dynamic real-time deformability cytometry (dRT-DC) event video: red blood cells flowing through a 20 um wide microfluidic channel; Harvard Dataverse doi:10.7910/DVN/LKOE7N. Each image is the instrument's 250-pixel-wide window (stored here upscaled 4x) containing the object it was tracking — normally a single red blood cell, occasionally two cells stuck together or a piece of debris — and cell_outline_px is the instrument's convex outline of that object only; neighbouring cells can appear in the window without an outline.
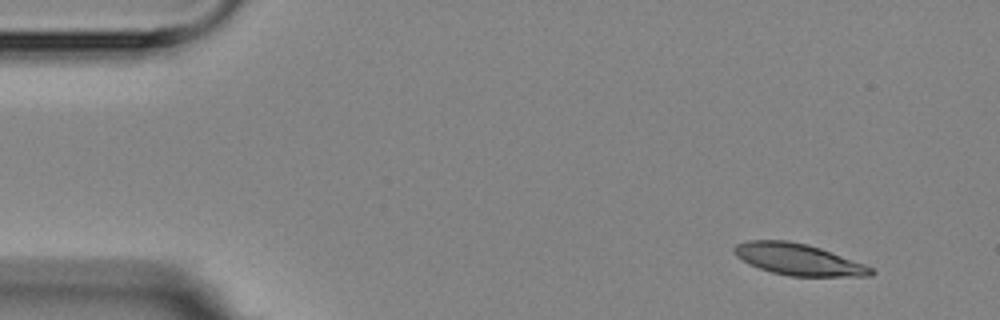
{"species": "Egyptian fruit bat (a non-hibernating species)", "species_latin": "Rousettus aegyptiacus", "temperature_condition": "room temperature", "stored_images_in_passage": 4, "camera_frame_rate_fps": 3000, "um_per_image_px": 0.085, "animal": {"sex": "female"}, "frame": {"image": 1, "passage_image": 1, "time_ms": 0.0, "image_size_px": [1000, 320], "cell_outline_px": [[876, 272], [872, 276], [788, 276], [772, 272], [760, 268], [736, 256], [732, 252], [732, 248], [736, 244], [748, 240], [788, 240], [808, 244], [820, 248], [864, 264], [872, 268]], "centroid_in_image_um": [67.85, 22.04], "position_along_channel_um": 17.1, "area_um2": 24.97}}
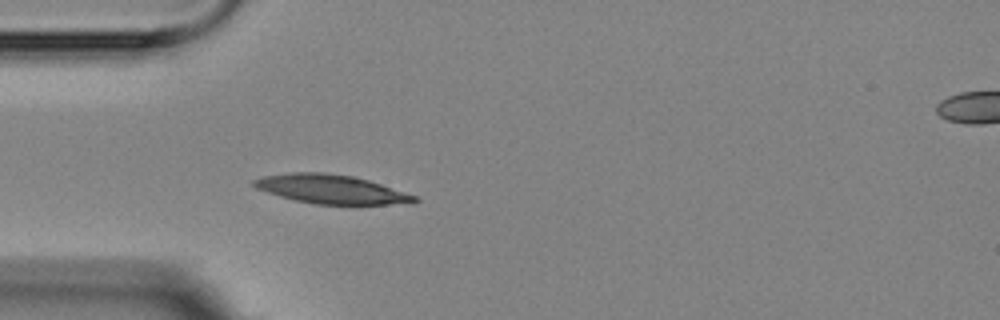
{"frame": {"image": 2, "passage_image": 4, "time_ms": 3.667, "image_size_px": [1000, 320], "cell_outline_px": [[420, 200], [388, 204], [316, 204], [296, 200], [280, 196], [256, 188], [252, 184], [252, 180], [264, 176], [292, 172], [324, 172], [352, 176], [368, 180], [416, 196]], "centroid_in_image_um": [28.07, 16.07], "position_along_channel_um": 56.9, "area_um2": 26.47}}